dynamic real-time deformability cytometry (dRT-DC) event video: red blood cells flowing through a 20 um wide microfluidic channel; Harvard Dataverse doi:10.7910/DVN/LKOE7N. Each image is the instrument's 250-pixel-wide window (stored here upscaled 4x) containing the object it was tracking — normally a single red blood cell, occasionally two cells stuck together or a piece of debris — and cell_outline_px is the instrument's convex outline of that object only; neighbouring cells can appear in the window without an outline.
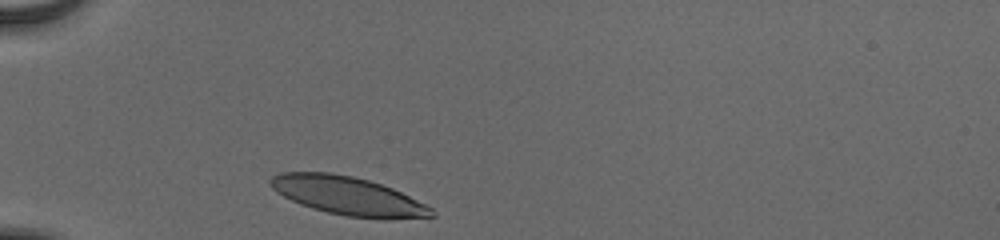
{"species": "human", "species_latin": "Homo sapiens", "temperature_condition": "cold", "stored_images_in_passage": 30, "camera_frame_rate_fps": 3000, "um_per_image_px": 0.085, "donor": {"sex": "male"}, "frame": {"image": 1, "passage_image": 1, "time_ms": 0.0, "image_size_px": [1000, 240], "cell_outline_px": [[436, 216], [388, 220], [384, 220], [348, 216], [328, 212], [312, 208], [300, 204], [276, 192], [268, 184], [268, 180], [272, 176], [280, 172], [328, 172], [352, 176], [368, 180], [392, 188], [432, 208]], "centroid_in_image_um": [29.56, 16.65], "position_along_channel_um": 55.4, "area_um2": 36.07}}
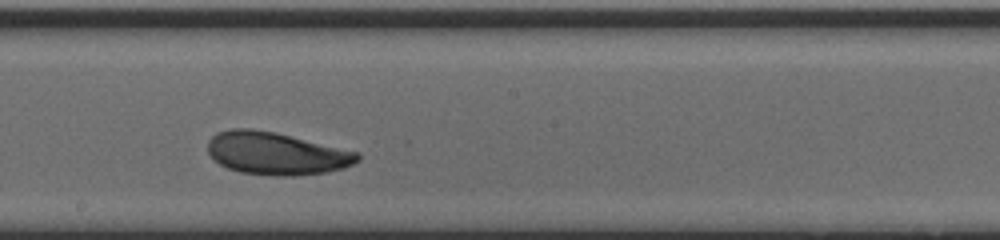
{"frame": {"image": 2, "passage_image": 16, "time_ms": 5.0, "image_size_px": [1000, 240], "cell_outline_px": [[360, 160], [344, 168], [328, 172], [296, 176], [276, 176], [240, 172], [228, 168], [220, 164], [208, 152], [208, 140], [216, 132], [232, 128], [252, 128], [276, 132], [360, 152]], "centroid_in_image_um": [23.51, 13.03], "position_along_channel_um": 224.7, "area_um2": 37.45}}
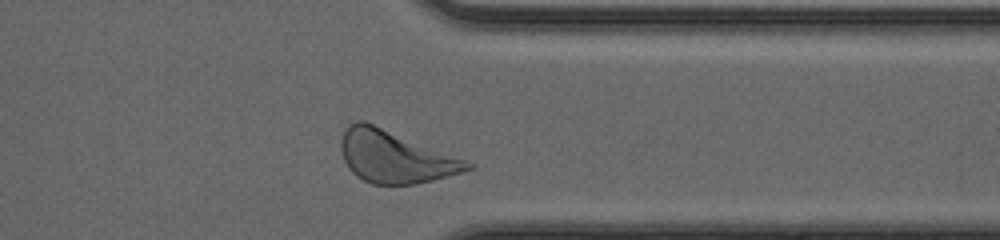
{"frame": {"image": 3, "passage_image": 28, "time_ms": 9.0, "image_size_px": [1000, 240], "cell_outline_px": [[476, 168], [432, 180], [416, 184], [372, 184], [356, 176], [348, 168], [344, 160], [340, 148], [340, 140], [348, 124], [356, 120], [364, 120], [468, 160], [476, 164]], "centroid_in_image_um": [33.59, 13.31], "position_along_channel_um": 377.8, "area_um2": 38.61}, "authors_computed_cell_mechanics": {"area_um2": 36.0961, "velocity_mm_per_s": 3.8211, "shape_relaxation_time_tau1_ms": 2.4178, "shape_relaxation_time_tau2_ms": 2.6907, "deformation_change_tau1": 0.0979, "deformation_change_tau2": 0.0832}}